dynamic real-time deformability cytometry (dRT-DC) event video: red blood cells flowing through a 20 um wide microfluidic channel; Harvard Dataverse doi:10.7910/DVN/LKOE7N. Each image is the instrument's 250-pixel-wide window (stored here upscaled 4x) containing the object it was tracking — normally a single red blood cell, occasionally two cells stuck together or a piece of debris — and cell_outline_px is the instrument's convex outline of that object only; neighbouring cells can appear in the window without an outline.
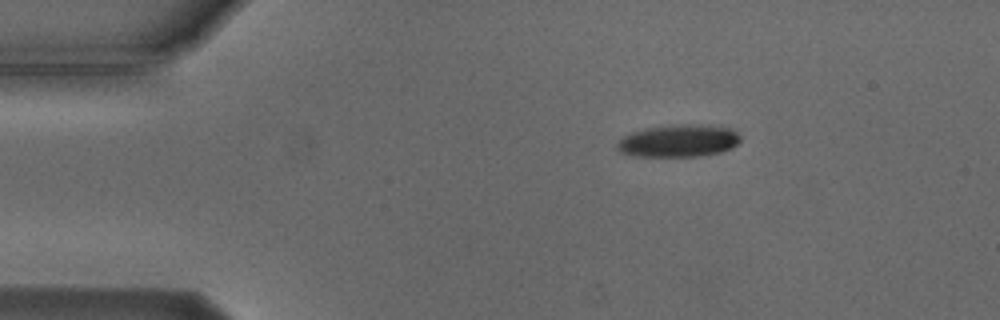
{"species": "Egyptian fruit bat (a non-hibernating species)", "species_latin": "Rousettus aegyptiacus", "temperature_condition": "cold", "stored_images_in_passage": 3, "camera_frame_rate_fps": 3000, "um_per_image_px": 0.085, "animal": {"sex": "male"}, "frame": {"image": 1, "passage_image": 1, "time_ms": 0.0, "image_size_px": [1000, 320], "cell_outline_px": [[740, 140], [732, 148], [720, 152], [700, 156], [628, 156], [620, 152], [616, 148], [616, 144], [624, 136], [632, 132], [648, 128], [732, 128], [740, 136]], "centroid_in_image_um": [57.61, 12.06], "position_along_channel_um": 27.4, "area_um2": 21.79}}
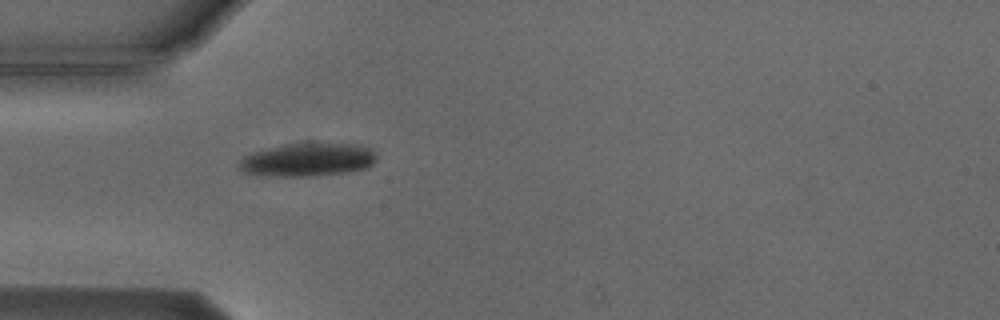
{"frame": {"image": 2, "passage_image": 3, "time_ms": 2.333, "image_size_px": [1000, 320], "cell_outline_px": [[376, 160], [372, 164], [364, 168], [344, 172], [308, 176], [272, 176], [244, 172], [236, 168], [236, 164], [244, 156], [252, 152], [268, 148], [308, 140], [360, 144], [368, 148], [376, 156]], "centroid_in_image_um": [26.12, 13.53], "position_along_channel_um": 58.9, "area_um2": 27.22}}